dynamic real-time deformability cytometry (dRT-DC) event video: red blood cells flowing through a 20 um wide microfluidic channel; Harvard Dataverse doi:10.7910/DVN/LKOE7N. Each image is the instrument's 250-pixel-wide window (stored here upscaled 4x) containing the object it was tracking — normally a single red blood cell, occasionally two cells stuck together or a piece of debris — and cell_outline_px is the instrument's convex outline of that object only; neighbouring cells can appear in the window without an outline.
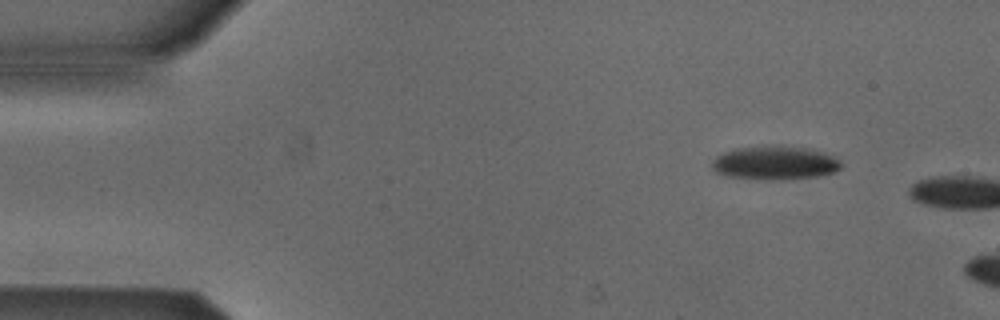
{"species": "Egyptian fruit bat (a non-hibernating species)", "species_latin": "Rousettus aegyptiacus", "temperature_condition": "cold", "stored_images_in_passage": 3, "camera_frame_rate_fps": 3000, "um_per_image_px": 0.085, "animal": {"sex": "male"}, "frame": {"image": 1, "passage_image": 1, "time_ms": 0.0, "image_size_px": [1000, 320], "cell_outline_px": [[840, 168], [832, 172], [820, 176], [784, 180], [756, 180], [724, 176], [716, 172], [712, 168], [712, 160], [716, 156], [724, 152], [736, 148], [804, 148], [820, 152], [832, 156], [840, 164]], "centroid_in_image_um": [65.78, 13.91], "position_along_channel_um": 19.2, "area_um2": 24.62}}